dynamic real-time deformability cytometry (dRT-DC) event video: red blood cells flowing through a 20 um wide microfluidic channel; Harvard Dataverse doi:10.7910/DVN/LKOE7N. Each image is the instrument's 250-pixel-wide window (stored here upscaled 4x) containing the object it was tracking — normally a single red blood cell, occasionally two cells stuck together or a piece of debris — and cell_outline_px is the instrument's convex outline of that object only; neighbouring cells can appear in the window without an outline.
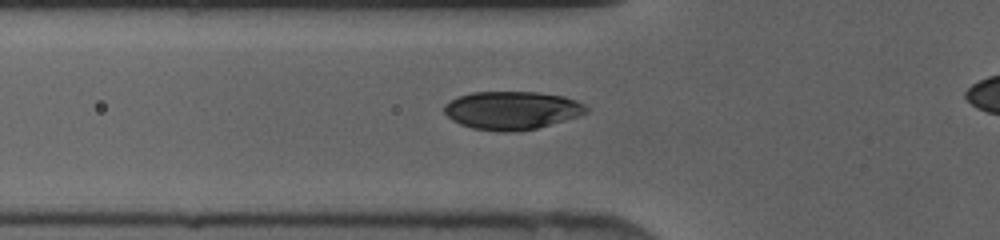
{"species": "human", "species_latin": "Homo sapiens", "temperature_condition": "cold", "stored_images_in_passage": 34, "camera_frame_rate_fps": 3000, "um_per_image_px": 0.085, "donor": {"sex": "female"}, "frame": {"image": 1, "passage_image": 10, "time_ms": 3.0, "image_size_px": [1000, 240], "cell_outline_px": [[588, 112], [576, 116], [536, 128], [512, 132], [500, 132], [472, 128], [460, 124], [452, 120], [444, 112], [444, 104], [460, 96], [472, 92], [536, 92], [564, 96], [576, 100], [584, 104], [588, 108]], "centroid_in_image_um": [43.49, 9.38], "position_along_channel_um": 82.3, "area_um2": 31.39}}
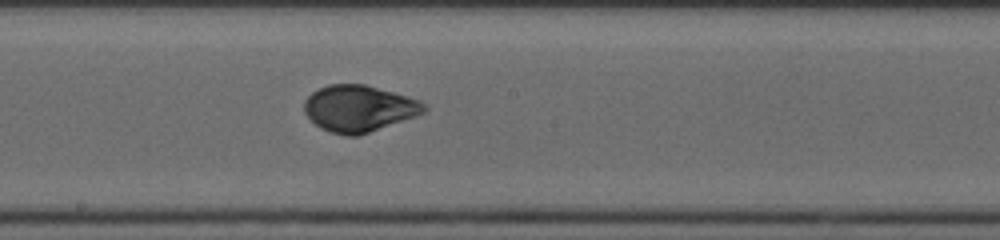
{"frame": {"image": 2, "passage_image": 19, "time_ms": 6.0, "image_size_px": [1000, 240], "cell_outline_px": [[428, 108], [424, 112], [416, 116], [356, 136], [348, 136], [332, 132], [320, 128], [304, 112], [304, 100], [312, 92], [328, 84], [364, 84], [408, 96], [420, 100], [428, 104]], "centroid_in_image_um": [30.53, 9.2], "position_along_channel_um": 217.7, "area_um2": 32.31}}
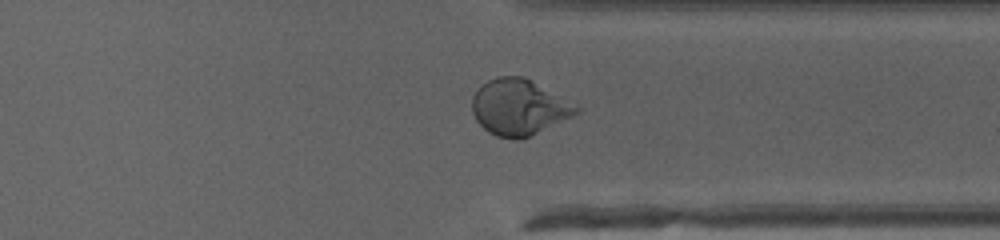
{"frame": {"image": 3, "passage_image": 29, "time_ms": 9.333, "image_size_px": [1000, 240], "cell_outline_px": [[580, 112], [572, 116], [528, 136], [516, 140], [496, 136], [488, 132], [476, 120], [472, 112], [472, 96], [488, 80], [500, 76], [524, 76], [580, 104]], "centroid_in_image_um": [44.15, 9.1], "position_along_channel_um": 367.2, "area_um2": 34.04}}